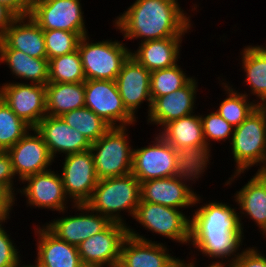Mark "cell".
Here are the masks:
<instances>
[{"mask_svg": "<svg viewBox=\"0 0 266 267\" xmlns=\"http://www.w3.org/2000/svg\"><path fill=\"white\" fill-rule=\"evenodd\" d=\"M187 14L178 0H135L113 20V27L123 34V40L141 39V43L184 37L193 31L192 15Z\"/></svg>", "mask_w": 266, "mask_h": 267, "instance_id": "obj_2", "label": "cell"}, {"mask_svg": "<svg viewBox=\"0 0 266 267\" xmlns=\"http://www.w3.org/2000/svg\"><path fill=\"white\" fill-rule=\"evenodd\" d=\"M0 49H16L34 58H47L44 30L30 15L17 16L0 36Z\"/></svg>", "mask_w": 266, "mask_h": 267, "instance_id": "obj_24", "label": "cell"}, {"mask_svg": "<svg viewBox=\"0 0 266 267\" xmlns=\"http://www.w3.org/2000/svg\"><path fill=\"white\" fill-rule=\"evenodd\" d=\"M23 262L21 261L18 267H39L36 263L35 264H22Z\"/></svg>", "mask_w": 266, "mask_h": 267, "instance_id": "obj_44", "label": "cell"}, {"mask_svg": "<svg viewBox=\"0 0 266 267\" xmlns=\"http://www.w3.org/2000/svg\"><path fill=\"white\" fill-rule=\"evenodd\" d=\"M169 250L165 244L140 235L129 225L117 267H177L182 259L173 256Z\"/></svg>", "mask_w": 266, "mask_h": 267, "instance_id": "obj_13", "label": "cell"}, {"mask_svg": "<svg viewBox=\"0 0 266 267\" xmlns=\"http://www.w3.org/2000/svg\"><path fill=\"white\" fill-rule=\"evenodd\" d=\"M48 83H79L86 77L78 49L70 54L48 60Z\"/></svg>", "mask_w": 266, "mask_h": 267, "instance_id": "obj_32", "label": "cell"}, {"mask_svg": "<svg viewBox=\"0 0 266 267\" xmlns=\"http://www.w3.org/2000/svg\"><path fill=\"white\" fill-rule=\"evenodd\" d=\"M205 115V116H204ZM200 115L206 146L211 150L210 141L231 142L234 127L226 122L216 111L209 114ZM211 144V145H210Z\"/></svg>", "mask_w": 266, "mask_h": 267, "instance_id": "obj_36", "label": "cell"}, {"mask_svg": "<svg viewBox=\"0 0 266 267\" xmlns=\"http://www.w3.org/2000/svg\"><path fill=\"white\" fill-rule=\"evenodd\" d=\"M205 171L203 167L192 164L183 174L141 182L140 201L181 210L192 208L204 201L203 195L194 192L192 183L199 181Z\"/></svg>", "mask_w": 266, "mask_h": 267, "instance_id": "obj_5", "label": "cell"}, {"mask_svg": "<svg viewBox=\"0 0 266 267\" xmlns=\"http://www.w3.org/2000/svg\"><path fill=\"white\" fill-rule=\"evenodd\" d=\"M81 0H33L30 17L43 30L76 32L80 37L88 35Z\"/></svg>", "mask_w": 266, "mask_h": 267, "instance_id": "obj_11", "label": "cell"}, {"mask_svg": "<svg viewBox=\"0 0 266 267\" xmlns=\"http://www.w3.org/2000/svg\"><path fill=\"white\" fill-rule=\"evenodd\" d=\"M258 173L266 180V170L258 171Z\"/></svg>", "mask_w": 266, "mask_h": 267, "instance_id": "obj_47", "label": "cell"}, {"mask_svg": "<svg viewBox=\"0 0 266 267\" xmlns=\"http://www.w3.org/2000/svg\"><path fill=\"white\" fill-rule=\"evenodd\" d=\"M85 107L111 127L134 126L137 120L126 110L115 81L86 80Z\"/></svg>", "mask_w": 266, "mask_h": 267, "instance_id": "obj_12", "label": "cell"}, {"mask_svg": "<svg viewBox=\"0 0 266 267\" xmlns=\"http://www.w3.org/2000/svg\"><path fill=\"white\" fill-rule=\"evenodd\" d=\"M90 39L89 34L81 37L77 46L86 80L115 81L131 49L118 40Z\"/></svg>", "mask_w": 266, "mask_h": 267, "instance_id": "obj_7", "label": "cell"}, {"mask_svg": "<svg viewBox=\"0 0 266 267\" xmlns=\"http://www.w3.org/2000/svg\"><path fill=\"white\" fill-rule=\"evenodd\" d=\"M208 202L196 206L191 215L188 245L209 260L232 262L244 245L238 208L227 202Z\"/></svg>", "mask_w": 266, "mask_h": 267, "instance_id": "obj_1", "label": "cell"}, {"mask_svg": "<svg viewBox=\"0 0 266 267\" xmlns=\"http://www.w3.org/2000/svg\"><path fill=\"white\" fill-rule=\"evenodd\" d=\"M151 72L142 66L133 56L124 62L116 77V85L126 110L135 118L138 109L146 101L148 115L152 107L150 94Z\"/></svg>", "mask_w": 266, "mask_h": 267, "instance_id": "obj_20", "label": "cell"}, {"mask_svg": "<svg viewBox=\"0 0 266 267\" xmlns=\"http://www.w3.org/2000/svg\"><path fill=\"white\" fill-rule=\"evenodd\" d=\"M128 226L111 222L103 231L81 242L77 248L85 267H117Z\"/></svg>", "mask_w": 266, "mask_h": 267, "instance_id": "obj_15", "label": "cell"}, {"mask_svg": "<svg viewBox=\"0 0 266 267\" xmlns=\"http://www.w3.org/2000/svg\"><path fill=\"white\" fill-rule=\"evenodd\" d=\"M140 200V182L130 173L121 177L99 179L85 204L111 222L128 226L121 212H126L134 218Z\"/></svg>", "mask_w": 266, "mask_h": 267, "instance_id": "obj_4", "label": "cell"}, {"mask_svg": "<svg viewBox=\"0 0 266 267\" xmlns=\"http://www.w3.org/2000/svg\"><path fill=\"white\" fill-rule=\"evenodd\" d=\"M32 127L18 117L0 98V151H7Z\"/></svg>", "mask_w": 266, "mask_h": 267, "instance_id": "obj_34", "label": "cell"}, {"mask_svg": "<svg viewBox=\"0 0 266 267\" xmlns=\"http://www.w3.org/2000/svg\"><path fill=\"white\" fill-rule=\"evenodd\" d=\"M235 169L224 185L231 186L235 178L253 166L257 172L266 170V118L258 106L239 126L234 127L230 142Z\"/></svg>", "mask_w": 266, "mask_h": 267, "instance_id": "obj_3", "label": "cell"}, {"mask_svg": "<svg viewBox=\"0 0 266 267\" xmlns=\"http://www.w3.org/2000/svg\"><path fill=\"white\" fill-rule=\"evenodd\" d=\"M194 257H195V255L193 254V257H192V255H191V257H189V258H191V259H188L189 261L182 259V262L187 267H196V266L198 267V264L195 265L196 264L195 262H196L197 258H194ZM205 267H232V263L231 262L228 263L227 261H224V262L223 261H213L210 264H208V266L206 265Z\"/></svg>", "mask_w": 266, "mask_h": 267, "instance_id": "obj_43", "label": "cell"}, {"mask_svg": "<svg viewBox=\"0 0 266 267\" xmlns=\"http://www.w3.org/2000/svg\"><path fill=\"white\" fill-rule=\"evenodd\" d=\"M62 177L65 193L71 205L85 204L98 183L91 150L65 155Z\"/></svg>", "mask_w": 266, "mask_h": 267, "instance_id": "obj_16", "label": "cell"}, {"mask_svg": "<svg viewBox=\"0 0 266 267\" xmlns=\"http://www.w3.org/2000/svg\"><path fill=\"white\" fill-rule=\"evenodd\" d=\"M71 208L80 213L57 217L44 225L59 239L76 247L111 223L107 217L93 211L86 204H73Z\"/></svg>", "mask_w": 266, "mask_h": 267, "instance_id": "obj_18", "label": "cell"}, {"mask_svg": "<svg viewBox=\"0 0 266 267\" xmlns=\"http://www.w3.org/2000/svg\"><path fill=\"white\" fill-rule=\"evenodd\" d=\"M50 170L26 177L21 183L26 184L19 188L18 193L25 196L26 206L51 211H68L71 200L67 197L60 173ZM70 201V202H69ZM68 205V206H67ZM32 206V207H31Z\"/></svg>", "mask_w": 266, "mask_h": 267, "instance_id": "obj_14", "label": "cell"}, {"mask_svg": "<svg viewBox=\"0 0 266 267\" xmlns=\"http://www.w3.org/2000/svg\"><path fill=\"white\" fill-rule=\"evenodd\" d=\"M234 203L238 206L242 231V217L253 220L266 237V180L256 172L240 190L235 192ZM241 214V215H240Z\"/></svg>", "mask_w": 266, "mask_h": 267, "instance_id": "obj_25", "label": "cell"}, {"mask_svg": "<svg viewBox=\"0 0 266 267\" xmlns=\"http://www.w3.org/2000/svg\"><path fill=\"white\" fill-rule=\"evenodd\" d=\"M34 128L42 136L53 159L61 153L64 155L79 153L91 147V143L81 133L67 125L61 116L46 115Z\"/></svg>", "mask_w": 266, "mask_h": 267, "instance_id": "obj_21", "label": "cell"}, {"mask_svg": "<svg viewBox=\"0 0 266 267\" xmlns=\"http://www.w3.org/2000/svg\"><path fill=\"white\" fill-rule=\"evenodd\" d=\"M258 106L264 111V115H265V118H266V103L258 105Z\"/></svg>", "mask_w": 266, "mask_h": 267, "instance_id": "obj_46", "label": "cell"}, {"mask_svg": "<svg viewBox=\"0 0 266 267\" xmlns=\"http://www.w3.org/2000/svg\"><path fill=\"white\" fill-rule=\"evenodd\" d=\"M156 133L192 164L207 170L212 155L205 143L200 113L172 120Z\"/></svg>", "mask_w": 266, "mask_h": 267, "instance_id": "obj_9", "label": "cell"}, {"mask_svg": "<svg viewBox=\"0 0 266 267\" xmlns=\"http://www.w3.org/2000/svg\"><path fill=\"white\" fill-rule=\"evenodd\" d=\"M128 128L111 127L99 140L91 143L98 179L121 177L132 172L133 146Z\"/></svg>", "mask_w": 266, "mask_h": 267, "instance_id": "obj_8", "label": "cell"}, {"mask_svg": "<svg viewBox=\"0 0 266 267\" xmlns=\"http://www.w3.org/2000/svg\"><path fill=\"white\" fill-rule=\"evenodd\" d=\"M34 233L37 237L34 263L39 267H85L78 248L59 239L45 225L34 226Z\"/></svg>", "mask_w": 266, "mask_h": 267, "instance_id": "obj_23", "label": "cell"}, {"mask_svg": "<svg viewBox=\"0 0 266 267\" xmlns=\"http://www.w3.org/2000/svg\"><path fill=\"white\" fill-rule=\"evenodd\" d=\"M16 178L8 153L0 151V186L4 187L15 198V201L19 190L17 187H14L16 185L14 183L17 182Z\"/></svg>", "mask_w": 266, "mask_h": 267, "instance_id": "obj_38", "label": "cell"}, {"mask_svg": "<svg viewBox=\"0 0 266 267\" xmlns=\"http://www.w3.org/2000/svg\"><path fill=\"white\" fill-rule=\"evenodd\" d=\"M0 98L32 128L47 115L45 85L6 82L0 85Z\"/></svg>", "mask_w": 266, "mask_h": 267, "instance_id": "obj_17", "label": "cell"}, {"mask_svg": "<svg viewBox=\"0 0 266 267\" xmlns=\"http://www.w3.org/2000/svg\"><path fill=\"white\" fill-rule=\"evenodd\" d=\"M265 55H266V44L263 46V45H256Z\"/></svg>", "mask_w": 266, "mask_h": 267, "instance_id": "obj_45", "label": "cell"}, {"mask_svg": "<svg viewBox=\"0 0 266 267\" xmlns=\"http://www.w3.org/2000/svg\"><path fill=\"white\" fill-rule=\"evenodd\" d=\"M150 143L148 146L133 148L131 173L140 183L183 174L192 165L158 133H155Z\"/></svg>", "mask_w": 266, "mask_h": 267, "instance_id": "obj_6", "label": "cell"}, {"mask_svg": "<svg viewBox=\"0 0 266 267\" xmlns=\"http://www.w3.org/2000/svg\"><path fill=\"white\" fill-rule=\"evenodd\" d=\"M45 88L48 116H62L66 112L85 107L84 82L48 83Z\"/></svg>", "mask_w": 266, "mask_h": 267, "instance_id": "obj_29", "label": "cell"}, {"mask_svg": "<svg viewBox=\"0 0 266 267\" xmlns=\"http://www.w3.org/2000/svg\"><path fill=\"white\" fill-rule=\"evenodd\" d=\"M15 204V198L2 186H0V224L7 223L11 218V211Z\"/></svg>", "mask_w": 266, "mask_h": 267, "instance_id": "obj_40", "label": "cell"}, {"mask_svg": "<svg viewBox=\"0 0 266 267\" xmlns=\"http://www.w3.org/2000/svg\"><path fill=\"white\" fill-rule=\"evenodd\" d=\"M5 228L4 223L0 224V267H18L21 262L20 250Z\"/></svg>", "mask_w": 266, "mask_h": 267, "instance_id": "obj_37", "label": "cell"}, {"mask_svg": "<svg viewBox=\"0 0 266 267\" xmlns=\"http://www.w3.org/2000/svg\"><path fill=\"white\" fill-rule=\"evenodd\" d=\"M183 37H169L138 43L137 50L131 49L133 56L150 72L169 68L179 63Z\"/></svg>", "mask_w": 266, "mask_h": 267, "instance_id": "obj_26", "label": "cell"}, {"mask_svg": "<svg viewBox=\"0 0 266 267\" xmlns=\"http://www.w3.org/2000/svg\"><path fill=\"white\" fill-rule=\"evenodd\" d=\"M244 47L240 52L241 70H244V82L249 85L250 93L244 91L243 94L249 98L250 94L257 97L255 102L261 105L266 103V55L256 45L250 44Z\"/></svg>", "mask_w": 266, "mask_h": 267, "instance_id": "obj_28", "label": "cell"}, {"mask_svg": "<svg viewBox=\"0 0 266 267\" xmlns=\"http://www.w3.org/2000/svg\"><path fill=\"white\" fill-rule=\"evenodd\" d=\"M33 0H0V3L10 8L17 16L29 15Z\"/></svg>", "mask_w": 266, "mask_h": 267, "instance_id": "obj_41", "label": "cell"}, {"mask_svg": "<svg viewBox=\"0 0 266 267\" xmlns=\"http://www.w3.org/2000/svg\"><path fill=\"white\" fill-rule=\"evenodd\" d=\"M178 63L172 67L151 72L150 94L152 102L184 87L192 78Z\"/></svg>", "mask_w": 266, "mask_h": 267, "instance_id": "obj_33", "label": "cell"}, {"mask_svg": "<svg viewBox=\"0 0 266 267\" xmlns=\"http://www.w3.org/2000/svg\"><path fill=\"white\" fill-rule=\"evenodd\" d=\"M140 201L133 219L145 230L171 241L189 244L190 216L183 210ZM188 243V244H187Z\"/></svg>", "mask_w": 266, "mask_h": 267, "instance_id": "obj_10", "label": "cell"}, {"mask_svg": "<svg viewBox=\"0 0 266 267\" xmlns=\"http://www.w3.org/2000/svg\"><path fill=\"white\" fill-rule=\"evenodd\" d=\"M61 118L90 143L99 140L111 126L87 107L64 113Z\"/></svg>", "mask_w": 266, "mask_h": 267, "instance_id": "obj_31", "label": "cell"}, {"mask_svg": "<svg viewBox=\"0 0 266 267\" xmlns=\"http://www.w3.org/2000/svg\"><path fill=\"white\" fill-rule=\"evenodd\" d=\"M177 267H187L182 261Z\"/></svg>", "mask_w": 266, "mask_h": 267, "instance_id": "obj_48", "label": "cell"}, {"mask_svg": "<svg viewBox=\"0 0 266 267\" xmlns=\"http://www.w3.org/2000/svg\"><path fill=\"white\" fill-rule=\"evenodd\" d=\"M17 15L6 5L0 3V36L11 25Z\"/></svg>", "mask_w": 266, "mask_h": 267, "instance_id": "obj_42", "label": "cell"}, {"mask_svg": "<svg viewBox=\"0 0 266 267\" xmlns=\"http://www.w3.org/2000/svg\"><path fill=\"white\" fill-rule=\"evenodd\" d=\"M47 59L70 54L77 50L80 36L65 30H44Z\"/></svg>", "mask_w": 266, "mask_h": 267, "instance_id": "obj_35", "label": "cell"}, {"mask_svg": "<svg viewBox=\"0 0 266 267\" xmlns=\"http://www.w3.org/2000/svg\"><path fill=\"white\" fill-rule=\"evenodd\" d=\"M2 63L9 67L14 78L23 79L24 83L48 84L47 58H34L16 49H0V65Z\"/></svg>", "mask_w": 266, "mask_h": 267, "instance_id": "obj_27", "label": "cell"}, {"mask_svg": "<svg viewBox=\"0 0 266 267\" xmlns=\"http://www.w3.org/2000/svg\"><path fill=\"white\" fill-rule=\"evenodd\" d=\"M257 246L243 248L241 253L232 261V267H266V255Z\"/></svg>", "mask_w": 266, "mask_h": 267, "instance_id": "obj_39", "label": "cell"}, {"mask_svg": "<svg viewBox=\"0 0 266 267\" xmlns=\"http://www.w3.org/2000/svg\"><path fill=\"white\" fill-rule=\"evenodd\" d=\"M6 152L11 159L14 174L18 176V184L26 177L50 170L55 162L42 136L35 128H32Z\"/></svg>", "mask_w": 266, "mask_h": 267, "instance_id": "obj_19", "label": "cell"}, {"mask_svg": "<svg viewBox=\"0 0 266 267\" xmlns=\"http://www.w3.org/2000/svg\"><path fill=\"white\" fill-rule=\"evenodd\" d=\"M198 80L194 77L182 88L152 102L147 124L158 125L159 128L172 120L180 119L195 113ZM196 107V108H195Z\"/></svg>", "mask_w": 266, "mask_h": 267, "instance_id": "obj_22", "label": "cell"}, {"mask_svg": "<svg viewBox=\"0 0 266 267\" xmlns=\"http://www.w3.org/2000/svg\"><path fill=\"white\" fill-rule=\"evenodd\" d=\"M223 79L221 84L225 95L227 96L221 103H219V108L216 112L233 127L239 126L257 107L255 100L248 98L242 92L236 91L233 84L230 85L229 82ZM233 87V88H232ZM252 100V101H250Z\"/></svg>", "mask_w": 266, "mask_h": 267, "instance_id": "obj_30", "label": "cell"}]
</instances>
